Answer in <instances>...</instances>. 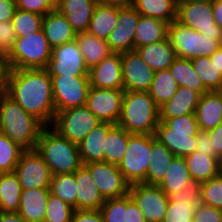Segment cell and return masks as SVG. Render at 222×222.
I'll use <instances>...</instances> for the list:
<instances>
[{"instance_id": "1", "label": "cell", "mask_w": 222, "mask_h": 222, "mask_svg": "<svg viewBox=\"0 0 222 222\" xmlns=\"http://www.w3.org/2000/svg\"><path fill=\"white\" fill-rule=\"evenodd\" d=\"M4 91L27 113L51 126L56 111L52 81L46 69L9 70Z\"/></svg>"}, {"instance_id": "2", "label": "cell", "mask_w": 222, "mask_h": 222, "mask_svg": "<svg viewBox=\"0 0 222 222\" xmlns=\"http://www.w3.org/2000/svg\"><path fill=\"white\" fill-rule=\"evenodd\" d=\"M45 125L27 113L5 91L0 96V132L22 148L35 149Z\"/></svg>"}, {"instance_id": "3", "label": "cell", "mask_w": 222, "mask_h": 222, "mask_svg": "<svg viewBox=\"0 0 222 222\" xmlns=\"http://www.w3.org/2000/svg\"><path fill=\"white\" fill-rule=\"evenodd\" d=\"M159 107L148 92L124 91L118 126L131 134L154 135Z\"/></svg>"}, {"instance_id": "4", "label": "cell", "mask_w": 222, "mask_h": 222, "mask_svg": "<svg viewBox=\"0 0 222 222\" xmlns=\"http://www.w3.org/2000/svg\"><path fill=\"white\" fill-rule=\"evenodd\" d=\"M35 149L49 166L52 175L74 173L83 165L78 145L61 136L51 126L42 129Z\"/></svg>"}, {"instance_id": "5", "label": "cell", "mask_w": 222, "mask_h": 222, "mask_svg": "<svg viewBox=\"0 0 222 222\" xmlns=\"http://www.w3.org/2000/svg\"><path fill=\"white\" fill-rule=\"evenodd\" d=\"M199 131L195 114H188L181 117L160 119L154 136L176 157H185L196 150Z\"/></svg>"}, {"instance_id": "6", "label": "cell", "mask_w": 222, "mask_h": 222, "mask_svg": "<svg viewBox=\"0 0 222 222\" xmlns=\"http://www.w3.org/2000/svg\"><path fill=\"white\" fill-rule=\"evenodd\" d=\"M51 53L42 29L26 37H17L6 55L9 70L46 69Z\"/></svg>"}, {"instance_id": "7", "label": "cell", "mask_w": 222, "mask_h": 222, "mask_svg": "<svg viewBox=\"0 0 222 222\" xmlns=\"http://www.w3.org/2000/svg\"><path fill=\"white\" fill-rule=\"evenodd\" d=\"M167 37L178 58L192 60L201 56L210 57L222 47V43L215 40V36H205L177 20L168 24Z\"/></svg>"}, {"instance_id": "8", "label": "cell", "mask_w": 222, "mask_h": 222, "mask_svg": "<svg viewBox=\"0 0 222 222\" xmlns=\"http://www.w3.org/2000/svg\"><path fill=\"white\" fill-rule=\"evenodd\" d=\"M151 149L152 135L129 133L127 150L118 168L130 185L146 184Z\"/></svg>"}, {"instance_id": "9", "label": "cell", "mask_w": 222, "mask_h": 222, "mask_svg": "<svg viewBox=\"0 0 222 222\" xmlns=\"http://www.w3.org/2000/svg\"><path fill=\"white\" fill-rule=\"evenodd\" d=\"M99 123V119L83 105L56 112L51 127L70 142L79 145Z\"/></svg>"}, {"instance_id": "10", "label": "cell", "mask_w": 222, "mask_h": 222, "mask_svg": "<svg viewBox=\"0 0 222 222\" xmlns=\"http://www.w3.org/2000/svg\"><path fill=\"white\" fill-rule=\"evenodd\" d=\"M176 20L205 36H215L222 43V28L214 22L212 2H178Z\"/></svg>"}, {"instance_id": "11", "label": "cell", "mask_w": 222, "mask_h": 222, "mask_svg": "<svg viewBox=\"0 0 222 222\" xmlns=\"http://www.w3.org/2000/svg\"><path fill=\"white\" fill-rule=\"evenodd\" d=\"M55 111L86 105L90 89L89 76L50 75Z\"/></svg>"}, {"instance_id": "12", "label": "cell", "mask_w": 222, "mask_h": 222, "mask_svg": "<svg viewBox=\"0 0 222 222\" xmlns=\"http://www.w3.org/2000/svg\"><path fill=\"white\" fill-rule=\"evenodd\" d=\"M22 190L50 188L52 173L36 149H26L14 169Z\"/></svg>"}, {"instance_id": "13", "label": "cell", "mask_w": 222, "mask_h": 222, "mask_svg": "<svg viewBox=\"0 0 222 222\" xmlns=\"http://www.w3.org/2000/svg\"><path fill=\"white\" fill-rule=\"evenodd\" d=\"M131 199L147 222H162L169 204V196L158 185L137 183L129 187Z\"/></svg>"}, {"instance_id": "14", "label": "cell", "mask_w": 222, "mask_h": 222, "mask_svg": "<svg viewBox=\"0 0 222 222\" xmlns=\"http://www.w3.org/2000/svg\"><path fill=\"white\" fill-rule=\"evenodd\" d=\"M46 70L50 75L89 76L76 40L53 48Z\"/></svg>"}, {"instance_id": "15", "label": "cell", "mask_w": 222, "mask_h": 222, "mask_svg": "<svg viewBox=\"0 0 222 222\" xmlns=\"http://www.w3.org/2000/svg\"><path fill=\"white\" fill-rule=\"evenodd\" d=\"M84 166L90 171L95 185L105 200L128 194L130 184L122 175L118 165L108 162H92Z\"/></svg>"}, {"instance_id": "16", "label": "cell", "mask_w": 222, "mask_h": 222, "mask_svg": "<svg viewBox=\"0 0 222 222\" xmlns=\"http://www.w3.org/2000/svg\"><path fill=\"white\" fill-rule=\"evenodd\" d=\"M123 94L124 90L90 86L86 106L100 122L117 125L121 116Z\"/></svg>"}, {"instance_id": "17", "label": "cell", "mask_w": 222, "mask_h": 222, "mask_svg": "<svg viewBox=\"0 0 222 222\" xmlns=\"http://www.w3.org/2000/svg\"><path fill=\"white\" fill-rule=\"evenodd\" d=\"M123 90L148 92L155 71L141 58L136 50L121 53Z\"/></svg>"}, {"instance_id": "18", "label": "cell", "mask_w": 222, "mask_h": 222, "mask_svg": "<svg viewBox=\"0 0 222 222\" xmlns=\"http://www.w3.org/2000/svg\"><path fill=\"white\" fill-rule=\"evenodd\" d=\"M140 14L133 6L118 8L117 26L110 33L107 43L113 53L134 50V36Z\"/></svg>"}, {"instance_id": "19", "label": "cell", "mask_w": 222, "mask_h": 222, "mask_svg": "<svg viewBox=\"0 0 222 222\" xmlns=\"http://www.w3.org/2000/svg\"><path fill=\"white\" fill-rule=\"evenodd\" d=\"M90 86L123 90L121 53H111L89 69Z\"/></svg>"}, {"instance_id": "20", "label": "cell", "mask_w": 222, "mask_h": 222, "mask_svg": "<svg viewBox=\"0 0 222 222\" xmlns=\"http://www.w3.org/2000/svg\"><path fill=\"white\" fill-rule=\"evenodd\" d=\"M76 210H99L105 199L95 185L90 171L82 165L75 171Z\"/></svg>"}, {"instance_id": "21", "label": "cell", "mask_w": 222, "mask_h": 222, "mask_svg": "<svg viewBox=\"0 0 222 222\" xmlns=\"http://www.w3.org/2000/svg\"><path fill=\"white\" fill-rule=\"evenodd\" d=\"M97 0H57L56 9L78 34L88 30Z\"/></svg>"}, {"instance_id": "22", "label": "cell", "mask_w": 222, "mask_h": 222, "mask_svg": "<svg viewBox=\"0 0 222 222\" xmlns=\"http://www.w3.org/2000/svg\"><path fill=\"white\" fill-rule=\"evenodd\" d=\"M201 131H210L222 123V91L203 93L195 109Z\"/></svg>"}, {"instance_id": "23", "label": "cell", "mask_w": 222, "mask_h": 222, "mask_svg": "<svg viewBox=\"0 0 222 222\" xmlns=\"http://www.w3.org/2000/svg\"><path fill=\"white\" fill-rule=\"evenodd\" d=\"M42 30L52 49L76 40L77 33L57 9L43 16Z\"/></svg>"}, {"instance_id": "24", "label": "cell", "mask_w": 222, "mask_h": 222, "mask_svg": "<svg viewBox=\"0 0 222 222\" xmlns=\"http://www.w3.org/2000/svg\"><path fill=\"white\" fill-rule=\"evenodd\" d=\"M115 125L110 122H100L78 145L80 159L83 165L92 162H104L106 136Z\"/></svg>"}, {"instance_id": "25", "label": "cell", "mask_w": 222, "mask_h": 222, "mask_svg": "<svg viewBox=\"0 0 222 222\" xmlns=\"http://www.w3.org/2000/svg\"><path fill=\"white\" fill-rule=\"evenodd\" d=\"M200 94L190 88L178 87L175 95L159 107V119H169L194 114Z\"/></svg>"}, {"instance_id": "26", "label": "cell", "mask_w": 222, "mask_h": 222, "mask_svg": "<svg viewBox=\"0 0 222 222\" xmlns=\"http://www.w3.org/2000/svg\"><path fill=\"white\" fill-rule=\"evenodd\" d=\"M49 188L22 190L18 213L27 222H44Z\"/></svg>"}, {"instance_id": "27", "label": "cell", "mask_w": 222, "mask_h": 222, "mask_svg": "<svg viewBox=\"0 0 222 222\" xmlns=\"http://www.w3.org/2000/svg\"><path fill=\"white\" fill-rule=\"evenodd\" d=\"M135 50L142 60L155 72L169 69L177 58L168 37L159 42L138 47Z\"/></svg>"}, {"instance_id": "28", "label": "cell", "mask_w": 222, "mask_h": 222, "mask_svg": "<svg viewBox=\"0 0 222 222\" xmlns=\"http://www.w3.org/2000/svg\"><path fill=\"white\" fill-rule=\"evenodd\" d=\"M176 156L154 135H152V149L146 174V184L158 185L166 176L169 166Z\"/></svg>"}, {"instance_id": "29", "label": "cell", "mask_w": 222, "mask_h": 222, "mask_svg": "<svg viewBox=\"0 0 222 222\" xmlns=\"http://www.w3.org/2000/svg\"><path fill=\"white\" fill-rule=\"evenodd\" d=\"M167 35V22L151 16L140 15L134 36V50L138 47L164 40Z\"/></svg>"}, {"instance_id": "30", "label": "cell", "mask_w": 222, "mask_h": 222, "mask_svg": "<svg viewBox=\"0 0 222 222\" xmlns=\"http://www.w3.org/2000/svg\"><path fill=\"white\" fill-rule=\"evenodd\" d=\"M191 178L196 181H207L221 173V160L215 156L194 151L184 157Z\"/></svg>"}, {"instance_id": "31", "label": "cell", "mask_w": 222, "mask_h": 222, "mask_svg": "<svg viewBox=\"0 0 222 222\" xmlns=\"http://www.w3.org/2000/svg\"><path fill=\"white\" fill-rule=\"evenodd\" d=\"M76 41L83 55L85 65L89 69L113 53L110 50L107 40L97 38L88 31L78 33Z\"/></svg>"}, {"instance_id": "32", "label": "cell", "mask_w": 222, "mask_h": 222, "mask_svg": "<svg viewBox=\"0 0 222 222\" xmlns=\"http://www.w3.org/2000/svg\"><path fill=\"white\" fill-rule=\"evenodd\" d=\"M118 7L98 3L94 9L88 32L95 37L107 40L117 26Z\"/></svg>"}, {"instance_id": "33", "label": "cell", "mask_w": 222, "mask_h": 222, "mask_svg": "<svg viewBox=\"0 0 222 222\" xmlns=\"http://www.w3.org/2000/svg\"><path fill=\"white\" fill-rule=\"evenodd\" d=\"M132 6L140 15L172 23L177 19V0H133Z\"/></svg>"}, {"instance_id": "34", "label": "cell", "mask_w": 222, "mask_h": 222, "mask_svg": "<svg viewBox=\"0 0 222 222\" xmlns=\"http://www.w3.org/2000/svg\"><path fill=\"white\" fill-rule=\"evenodd\" d=\"M169 70L179 87H186L197 91L200 95L209 92L203 85L200 76L194 70L190 59L176 58Z\"/></svg>"}, {"instance_id": "35", "label": "cell", "mask_w": 222, "mask_h": 222, "mask_svg": "<svg viewBox=\"0 0 222 222\" xmlns=\"http://www.w3.org/2000/svg\"><path fill=\"white\" fill-rule=\"evenodd\" d=\"M22 188L14 172L2 173L0 176V211L18 212Z\"/></svg>"}, {"instance_id": "36", "label": "cell", "mask_w": 222, "mask_h": 222, "mask_svg": "<svg viewBox=\"0 0 222 222\" xmlns=\"http://www.w3.org/2000/svg\"><path fill=\"white\" fill-rule=\"evenodd\" d=\"M191 179L184 157H175L168 168L166 176L158 186L167 196H169L174 192L183 190Z\"/></svg>"}, {"instance_id": "37", "label": "cell", "mask_w": 222, "mask_h": 222, "mask_svg": "<svg viewBox=\"0 0 222 222\" xmlns=\"http://www.w3.org/2000/svg\"><path fill=\"white\" fill-rule=\"evenodd\" d=\"M178 84L169 69L156 71L148 93L158 107L170 100L178 90Z\"/></svg>"}, {"instance_id": "38", "label": "cell", "mask_w": 222, "mask_h": 222, "mask_svg": "<svg viewBox=\"0 0 222 222\" xmlns=\"http://www.w3.org/2000/svg\"><path fill=\"white\" fill-rule=\"evenodd\" d=\"M129 133L122 127L115 125L106 136L104 148V162L119 165L127 150Z\"/></svg>"}, {"instance_id": "39", "label": "cell", "mask_w": 222, "mask_h": 222, "mask_svg": "<svg viewBox=\"0 0 222 222\" xmlns=\"http://www.w3.org/2000/svg\"><path fill=\"white\" fill-rule=\"evenodd\" d=\"M49 189L51 194L59 197L76 210L75 172L53 174Z\"/></svg>"}, {"instance_id": "40", "label": "cell", "mask_w": 222, "mask_h": 222, "mask_svg": "<svg viewBox=\"0 0 222 222\" xmlns=\"http://www.w3.org/2000/svg\"><path fill=\"white\" fill-rule=\"evenodd\" d=\"M194 70L209 91H222V75L210 57H197L191 60Z\"/></svg>"}, {"instance_id": "41", "label": "cell", "mask_w": 222, "mask_h": 222, "mask_svg": "<svg viewBox=\"0 0 222 222\" xmlns=\"http://www.w3.org/2000/svg\"><path fill=\"white\" fill-rule=\"evenodd\" d=\"M43 15L16 9L12 24L16 37H26L42 29Z\"/></svg>"}, {"instance_id": "42", "label": "cell", "mask_w": 222, "mask_h": 222, "mask_svg": "<svg viewBox=\"0 0 222 222\" xmlns=\"http://www.w3.org/2000/svg\"><path fill=\"white\" fill-rule=\"evenodd\" d=\"M25 149L0 132V170L14 172L20 155Z\"/></svg>"}, {"instance_id": "43", "label": "cell", "mask_w": 222, "mask_h": 222, "mask_svg": "<svg viewBox=\"0 0 222 222\" xmlns=\"http://www.w3.org/2000/svg\"><path fill=\"white\" fill-rule=\"evenodd\" d=\"M75 208L53 194H49L44 222H71Z\"/></svg>"}, {"instance_id": "44", "label": "cell", "mask_w": 222, "mask_h": 222, "mask_svg": "<svg viewBox=\"0 0 222 222\" xmlns=\"http://www.w3.org/2000/svg\"><path fill=\"white\" fill-rule=\"evenodd\" d=\"M200 203L222 209V173L201 182Z\"/></svg>"}, {"instance_id": "45", "label": "cell", "mask_w": 222, "mask_h": 222, "mask_svg": "<svg viewBox=\"0 0 222 222\" xmlns=\"http://www.w3.org/2000/svg\"><path fill=\"white\" fill-rule=\"evenodd\" d=\"M198 204L182 200H169L162 222H194L193 217Z\"/></svg>"}, {"instance_id": "46", "label": "cell", "mask_w": 222, "mask_h": 222, "mask_svg": "<svg viewBox=\"0 0 222 222\" xmlns=\"http://www.w3.org/2000/svg\"><path fill=\"white\" fill-rule=\"evenodd\" d=\"M99 210L104 222H125V195L106 199Z\"/></svg>"}, {"instance_id": "47", "label": "cell", "mask_w": 222, "mask_h": 222, "mask_svg": "<svg viewBox=\"0 0 222 222\" xmlns=\"http://www.w3.org/2000/svg\"><path fill=\"white\" fill-rule=\"evenodd\" d=\"M16 6L17 9L44 16L48 12L56 9L57 0H18Z\"/></svg>"}, {"instance_id": "48", "label": "cell", "mask_w": 222, "mask_h": 222, "mask_svg": "<svg viewBox=\"0 0 222 222\" xmlns=\"http://www.w3.org/2000/svg\"><path fill=\"white\" fill-rule=\"evenodd\" d=\"M201 182L189 180L183 190L169 195V200H182L188 203H200Z\"/></svg>"}, {"instance_id": "49", "label": "cell", "mask_w": 222, "mask_h": 222, "mask_svg": "<svg viewBox=\"0 0 222 222\" xmlns=\"http://www.w3.org/2000/svg\"><path fill=\"white\" fill-rule=\"evenodd\" d=\"M194 222H222V209L214 208L202 203L196 207Z\"/></svg>"}, {"instance_id": "50", "label": "cell", "mask_w": 222, "mask_h": 222, "mask_svg": "<svg viewBox=\"0 0 222 222\" xmlns=\"http://www.w3.org/2000/svg\"><path fill=\"white\" fill-rule=\"evenodd\" d=\"M16 38L12 21L0 23V53L7 55L13 48Z\"/></svg>"}, {"instance_id": "51", "label": "cell", "mask_w": 222, "mask_h": 222, "mask_svg": "<svg viewBox=\"0 0 222 222\" xmlns=\"http://www.w3.org/2000/svg\"><path fill=\"white\" fill-rule=\"evenodd\" d=\"M125 222H147L129 194L125 195Z\"/></svg>"}, {"instance_id": "52", "label": "cell", "mask_w": 222, "mask_h": 222, "mask_svg": "<svg viewBox=\"0 0 222 222\" xmlns=\"http://www.w3.org/2000/svg\"><path fill=\"white\" fill-rule=\"evenodd\" d=\"M71 222H104L100 210H75Z\"/></svg>"}, {"instance_id": "53", "label": "cell", "mask_w": 222, "mask_h": 222, "mask_svg": "<svg viewBox=\"0 0 222 222\" xmlns=\"http://www.w3.org/2000/svg\"><path fill=\"white\" fill-rule=\"evenodd\" d=\"M196 150L201 153H205L208 156H215L214 147L211 144L209 132L199 131L197 134Z\"/></svg>"}, {"instance_id": "54", "label": "cell", "mask_w": 222, "mask_h": 222, "mask_svg": "<svg viewBox=\"0 0 222 222\" xmlns=\"http://www.w3.org/2000/svg\"><path fill=\"white\" fill-rule=\"evenodd\" d=\"M208 132L211 144L215 150V157L222 160V123Z\"/></svg>"}, {"instance_id": "55", "label": "cell", "mask_w": 222, "mask_h": 222, "mask_svg": "<svg viewBox=\"0 0 222 222\" xmlns=\"http://www.w3.org/2000/svg\"><path fill=\"white\" fill-rule=\"evenodd\" d=\"M16 9V3L9 0H0V23L12 21Z\"/></svg>"}, {"instance_id": "56", "label": "cell", "mask_w": 222, "mask_h": 222, "mask_svg": "<svg viewBox=\"0 0 222 222\" xmlns=\"http://www.w3.org/2000/svg\"><path fill=\"white\" fill-rule=\"evenodd\" d=\"M9 67L6 54L0 53V88L5 90Z\"/></svg>"}, {"instance_id": "57", "label": "cell", "mask_w": 222, "mask_h": 222, "mask_svg": "<svg viewBox=\"0 0 222 222\" xmlns=\"http://www.w3.org/2000/svg\"><path fill=\"white\" fill-rule=\"evenodd\" d=\"M214 22L222 28V0H214L212 2Z\"/></svg>"}, {"instance_id": "58", "label": "cell", "mask_w": 222, "mask_h": 222, "mask_svg": "<svg viewBox=\"0 0 222 222\" xmlns=\"http://www.w3.org/2000/svg\"><path fill=\"white\" fill-rule=\"evenodd\" d=\"M0 222H27L18 212L0 211Z\"/></svg>"}, {"instance_id": "59", "label": "cell", "mask_w": 222, "mask_h": 222, "mask_svg": "<svg viewBox=\"0 0 222 222\" xmlns=\"http://www.w3.org/2000/svg\"><path fill=\"white\" fill-rule=\"evenodd\" d=\"M98 3L118 8H126L132 6L133 0H97Z\"/></svg>"}, {"instance_id": "60", "label": "cell", "mask_w": 222, "mask_h": 222, "mask_svg": "<svg viewBox=\"0 0 222 222\" xmlns=\"http://www.w3.org/2000/svg\"><path fill=\"white\" fill-rule=\"evenodd\" d=\"M211 62L215 64L217 70L222 75V47L219 48L213 55L210 56Z\"/></svg>"}, {"instance_id": "61", "label": "cell", "mask_w": 222, "mask_h": 222, "mask_svg": "<svg viewBox=\"0 0 222 222\" xmlns=\"http://www.w3.org/2000/svg\"><path fill=\"white\" fill-rule=\"evenodd\" d=\"M186 1H206V2H213L214 0H177V2H186Z\"/></svg>"}, {"instance_id": "62", "label": "cell", "mask_w": 222, "mask_h": 222, "mask_svg": "<svg viewBox=\"0 0 222 222\" xmlns=\"http://www.w3.org/2000/svg\"><path fill=\"white\" fill-rule=\"evenodd\" d=\"M3 91H4V89H1V88H0V96H1V94H2Z\"/></svg>"}, {"instance_id": "63", "label": "cell", "mask_w": 222, "mask_h": 222, "mask_svg": "<svg viewBox=\"0 0 222 222\" xmlns=\"http://www.w3.org/2000/svg\"><path fill=\"white\" fill-rule=\"evenodd\" d=\"M9 1H12V2H14V3H17L18 0H9Z\"/></svg>"}]
</instances>
